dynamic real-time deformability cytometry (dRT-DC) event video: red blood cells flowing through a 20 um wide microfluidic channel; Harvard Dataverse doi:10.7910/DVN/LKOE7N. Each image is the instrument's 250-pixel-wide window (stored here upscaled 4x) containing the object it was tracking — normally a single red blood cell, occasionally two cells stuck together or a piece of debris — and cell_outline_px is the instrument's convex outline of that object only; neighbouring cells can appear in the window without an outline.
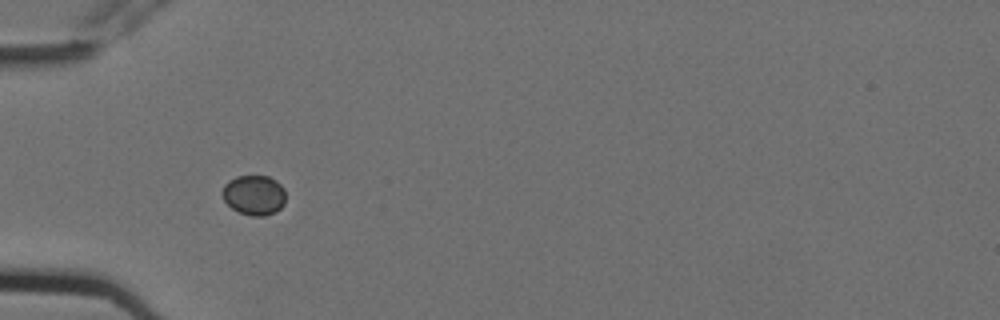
{"species": "Egyptian fruit bat (a non-hibernating species)", "species_latin": "Rousettus aegyptiacus", "temperature_condition": "cold", "stored_images_in_passage": 7, "camera_frame_rate_fps": 3000, "um_per_image_px": 0.085, "animal": {"sex": "female"}, "frame": {"image": 1, "passage_image": 6, "time_ms": 1.667, "image_size_px": [1000, 320], "cell_outline_px": [[284, 204], [276, 212], [264, 216], [252, 216], [240, 212], [232, 208], [224, 200], [220, 192], [224, 184], [228, 180], [236, 176], [268, 176], [276, 180], [284, 188]], "centroid_in_image_um": [21.57, 16.57], "position_along_channel_um": 63.4, "area_um2": 14.85}}
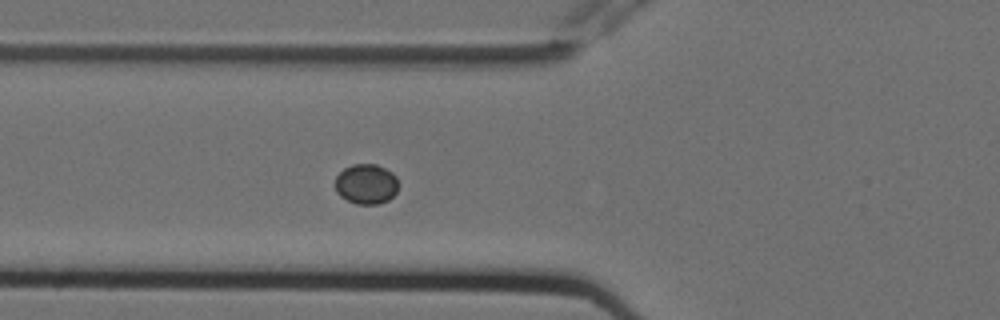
{"frame": {"image": 2, "passage_image": 7, "time_ms": 2.0, "image_size_px": [1000, 320], "cell_outline_px": [[396, 192], [388, 200], [380, 204], [356, 204], [340, 196], [336, 192], [336, 176], [344, 168], [352, 164], [376, 164], [392, 172], [396, 176]], "centroid_in_image_um": [31.11, 15.64], "position_along_channel_um": 94.7, "area_um2": 14.68}}